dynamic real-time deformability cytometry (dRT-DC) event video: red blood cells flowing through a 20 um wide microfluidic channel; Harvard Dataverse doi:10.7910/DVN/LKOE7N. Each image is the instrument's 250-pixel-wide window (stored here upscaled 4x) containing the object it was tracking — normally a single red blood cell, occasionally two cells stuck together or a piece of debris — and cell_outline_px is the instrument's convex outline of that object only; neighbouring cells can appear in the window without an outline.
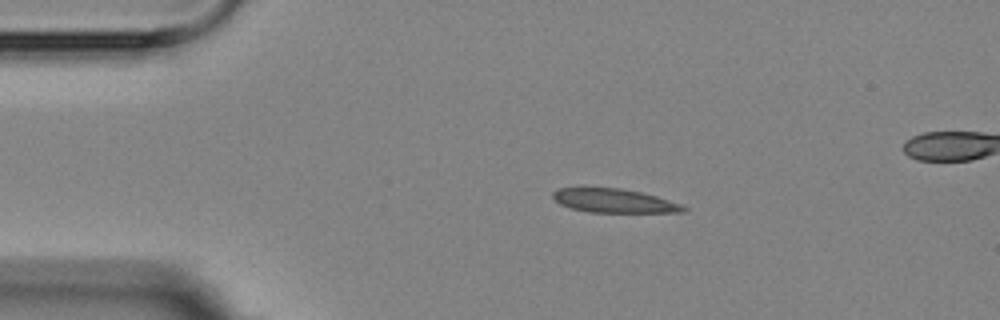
{"species": "Egyptian fruit bat (a non-hibernating species)", "species_latin": "Rousettus aegyptiacus", "temperature_condition": "room temperature", "stored_images_in_passage": 14, "segment_of_instrument_passage": [1, 2], "camera_frame_rate_fps": 3000, "um_per_image_px": 0.085, "animal": {"sex": "female"}, "frame": {"image": 1, "passage_image": 1, "time_ms": 0.0, "image_size_px": [1000, 320], "cell_outline_px": [[688, 208], [684, 212], [588, 212], [572, 208], [560, 204], [552, 196], [552, 192], [560, 188], [584, 184], [620, 188], [640, 192], [656, 196], [680, 204]], "centroid_in_image_um": [52.09, 17.01], "position_along_channel_um": 32.9, "area_um2": 18.73}}
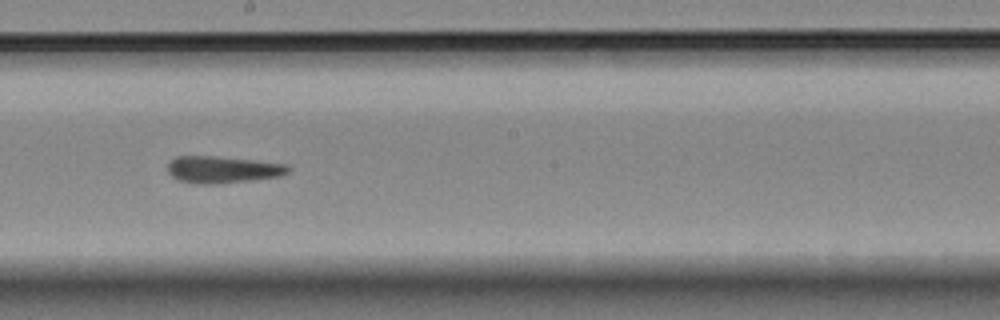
{"frame": {"image": 2, "passage_image": 7, "time_ms": 6.667, "image_size_px": [1000, 320], "cell_outline_px": [[292, 168], [288, 172], [280, 176], [256, 180], [220, 184], [204, 184], [180, 180], [172, 176], [168, 172], [168, 164], [176, 156], [212, 156], [252, 160], [288, 164]], "centroid_in_image_um": [18.98, 14.42], "position_along_channel_um": 229.2, "area_um2": 18.9}}
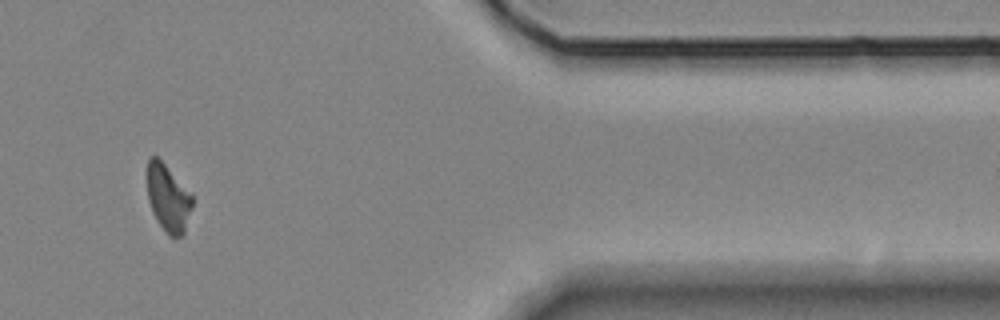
{"frame": {"image": 3, "passage_image": 12, "time_ms": 12.333, "image_size_px": [1000, 320], "cell_outline_px": [[192, 208], [184, 232], [180, 236], [172, 240], [164, 232], [156, 220], [152, 212], [148, 200], [148, 160], [152, 156], [156, 156], [192, 192]], "centroid_in_image_um": [14.31, 16.89], "position_along_channel_um": 397.1, "area_um2": 17.8}}